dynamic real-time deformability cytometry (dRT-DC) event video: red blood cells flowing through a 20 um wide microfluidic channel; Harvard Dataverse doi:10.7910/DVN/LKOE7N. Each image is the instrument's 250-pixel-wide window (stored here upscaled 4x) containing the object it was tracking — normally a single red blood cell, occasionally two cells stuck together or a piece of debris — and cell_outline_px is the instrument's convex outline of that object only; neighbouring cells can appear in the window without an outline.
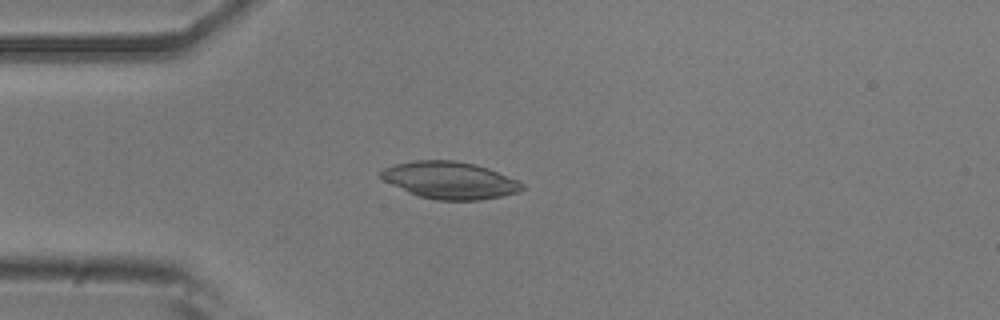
{"species": "common noctule bat (a hibernating species)", "species_latin": "Nyctalus noctula", "temperature_condition": "room temperature", "stored_images_in_passage": 52, "camera_frame_rate_fps": 3000, "um_per_image_px": 0.085, "animal": {"sex": "male", "body_mass_g": 20.5, "forearm_length_mm": 52.5}, "frame": {"image": 1, "passage_image": 13, "time_ms": 4.0, "image_size_px": [1000, 320], "cell_outline_px": [[524, 188], [520, 192], [480, 200], [436, 200], [420, 196], [408, 192], [384, 180], [380, 176], [380, 172], [384, 168], [396, 164], [412, 160], [452, 160], [472, 164], [488, 168], [516, 180], [524, 184]], "centroid_in_image_um": [38.24, 15.32], "position_along_channel_um": 46.8, "area_um2": 30.23}}
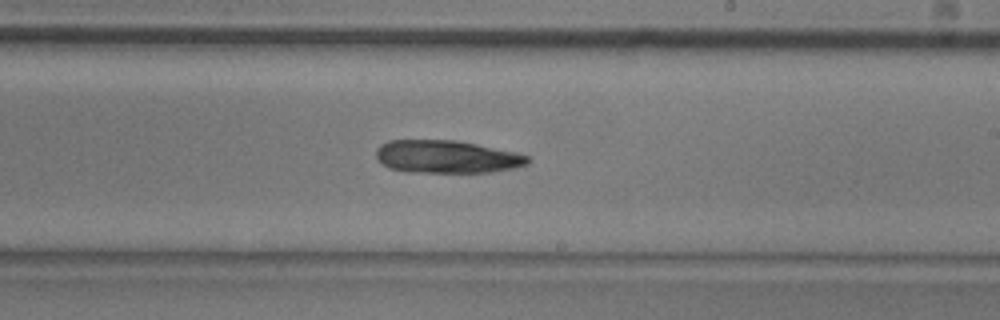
{"frame": {"image": 2, "passage_image": 30, "time_ms": 9.667, "image_size_px": [1000, 320], "cell_outline_px": [[532, 160], [528, 164], [512, 168], [492, 172], [420, 172], [388, 168], [376, 156], [376, 148], [380, 144], [388, 140], [456, 140], [516, 152], [528, 156]], "centroid_in_image_um": [37.99, 13.31], "position_along_channel_um": 251.0, "area_um2": 28.84}}
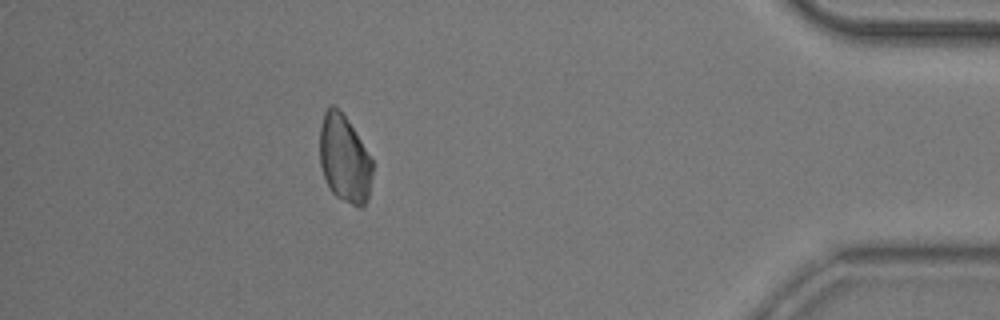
{"frame": {"image": 3, "passage_image": 46, "time_ms": 15.0, "image_size_px": [1000, 320], "cell_outline_px": [[372, 176], [368, 200], [360, 208], [356, 208], [336, 196], [332, 192], [324, 176], [320, 164], [320, 128], [324, 112], [332, 104], [344, 116], [360, 140], [372, 160]], "centroid_in_image_um": [29.28, 13.56], "position_along_channel_um": 405.9, "area_um2": 26.53}}